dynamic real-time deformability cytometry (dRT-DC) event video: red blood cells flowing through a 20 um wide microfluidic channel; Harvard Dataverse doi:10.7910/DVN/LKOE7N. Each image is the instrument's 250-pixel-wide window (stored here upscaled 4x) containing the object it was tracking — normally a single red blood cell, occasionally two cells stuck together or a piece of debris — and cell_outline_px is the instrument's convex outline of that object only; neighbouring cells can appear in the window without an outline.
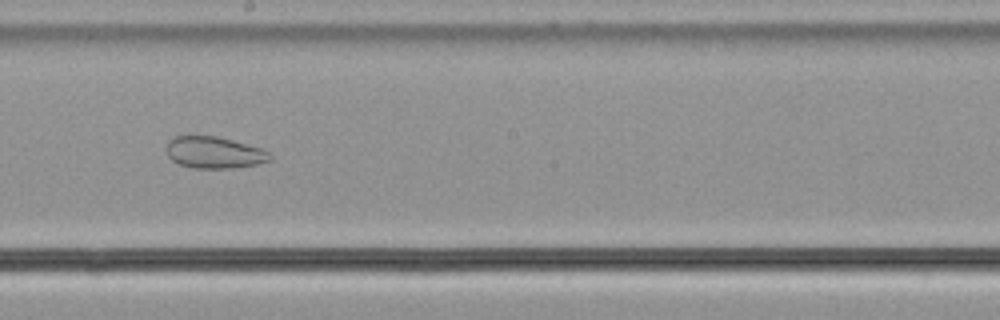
{"species": "common noctule bat (a hibernating species)", "species_latin": "Nyctalus noctula", "temperature_condition": "cold", "stored_images_in_passage": 56, "camera_frame_rate_fps": 3000, "um_per_image_px": 0.085, "animal": {"sex": "male", "body_mass_g": 21.5, "forearm_length_mm": 52.0}, "frame": {"image": 1, "passage_image": 32, "time_ms": 10.333, "image_size_px": [1000, 320], "cell_outline_px": [[272, 160], [256, 164], [232, 168], [192, 168], [180, 164], [172, 160], [168, 156], [168, 140], [172, 136], [216, 136], [232, 140], [260, 148], [268, 152], [272, 156]], "centroid_in_image_um": [18.2, 12.96], "position_along_channel_um": 230.0, "area_um2": 18.96}}
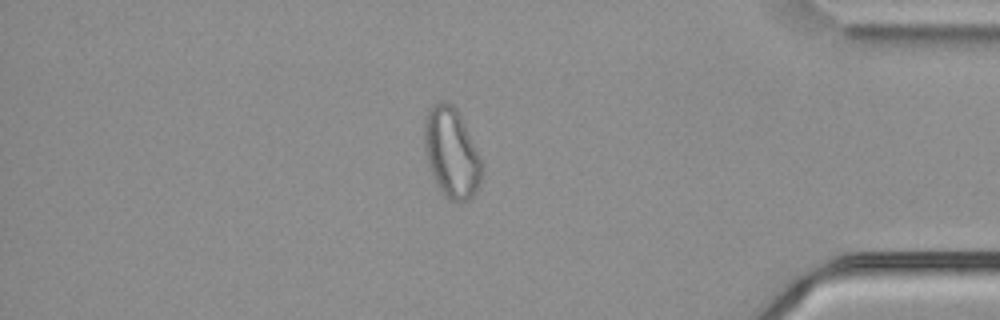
{"frame": {"image": 2, "passage_image": 48, "time_ms": 15.667, "image_size_px": [1000, 320], "cell_outline_px": [[480, 184], [472, 196], [468, 200], [452, 200], [444, 196], [436, 184], [432, 176], [424, 148], [424, 116], [428, 108], [432, 104], [440, 100], [444, 100], [452, 104], [456, 108], [480, 156]], "centroid_in_image_um": [38.32, 12.94], "position_along_channel_um": 396.9, "area_um2": 29.88}, "authors_computed_cell_mechanics": {"area_um2": 29.9982, "velocity_mm_per_s": 3.7408, "shape_relaxation_time_tau1_ms": null, "shape_relaxation_time_tau2_ms": 2.4972, "deformation_change_tau1": null, "deformation_change_tau2": 0.0854}}